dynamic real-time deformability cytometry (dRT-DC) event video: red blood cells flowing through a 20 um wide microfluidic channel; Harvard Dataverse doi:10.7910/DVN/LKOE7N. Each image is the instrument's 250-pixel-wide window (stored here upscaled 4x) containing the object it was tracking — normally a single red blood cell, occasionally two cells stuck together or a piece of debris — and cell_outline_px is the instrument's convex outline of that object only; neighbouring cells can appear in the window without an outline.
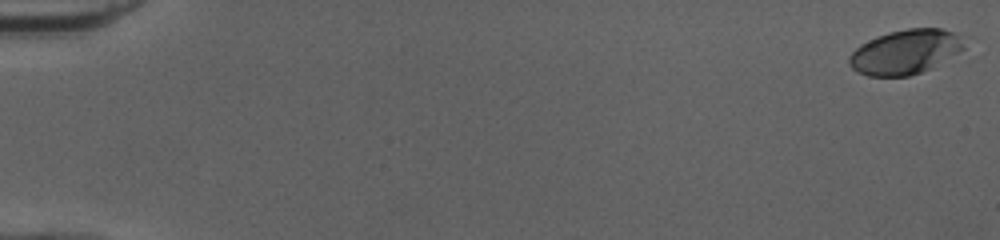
{"species": "human", "species_latin": "Homo sapiens", "temperature_condition": "cold", "stored_images_in_passage": 53, "camera_frame_rate_fps": 3000, "um_per_image_px": 0.085, "donor": {"sex": "female"}, "frame": {"image": 1, "passage_image": 1, "time_ms": 0.0, "image_size_px": [1000, 240], "cell_outline_px": [[964, 48], [932, 68], [908, 76], [868, 76], [856, 72], [848, 64], [848, 56], [860, 44], [876, 36], [888, 32], [908, 28], [940, 28], [952, 32], [960, 36], [964, 40]], "centroid_in_image_um": [76.9, 4.41], "position_along_channel_um": 8.1, "area_um2": 29.82}}
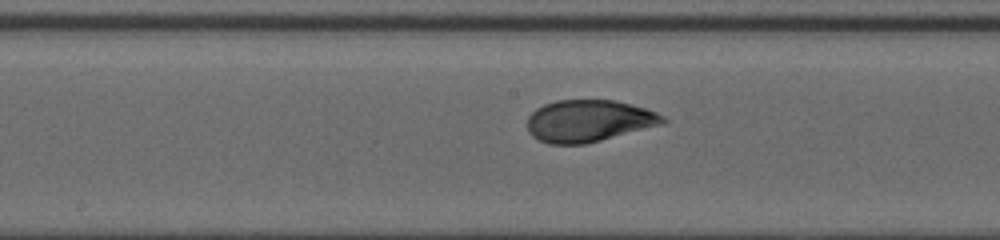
{"frame": {"image": 2, "passage_image": 29, "time_ms": 9.333, "image_size_px": [1000, 240], "cell_outline_px": [[668, 120], [664, 124], [584, 144], [548, 144], [532, 136], [528, 132], [528, 116], [536, 108], [544, 104], [556, 100], [616, 100], [644, 108], [656, 112], [664, 116]], "centroid_in_image_um": [50.04, 10.27], "position_along_channel_um": 198.2, "area_um2": 33.12}}
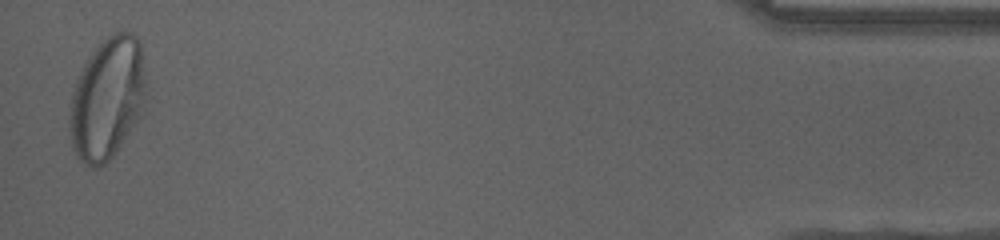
{"frame": {"image": 3, "passage_image": 52, "time_ms": 17.0, "image_size_px": [1000, 240], "cell_outline_px": [[144, 116], [116, 152], [100, 168], [92, 168], [84, 164], [76, 156], [72, 144], [68, 128], [68, 116], [72, 92], [76, 80], [88, 56], [104, 36], [112, 32], [132, 32], [140, 40], [144, 76]], "centroid_in_image_um": [9.11, 8.39], "position_along_channel_um": 426.1, "area_um2": 55.37}, "authors_computed_cell_mechanics": {"area_um2": 32.946, "velocity_mm_per_s": 3.9937, "shape_relaxation_time_tau1_ms": 4.2212, "shape_relaxation_time_tau2_ms": null, "deformation_change_tau1": 0.2022, "deformation_change_tau2": null}}